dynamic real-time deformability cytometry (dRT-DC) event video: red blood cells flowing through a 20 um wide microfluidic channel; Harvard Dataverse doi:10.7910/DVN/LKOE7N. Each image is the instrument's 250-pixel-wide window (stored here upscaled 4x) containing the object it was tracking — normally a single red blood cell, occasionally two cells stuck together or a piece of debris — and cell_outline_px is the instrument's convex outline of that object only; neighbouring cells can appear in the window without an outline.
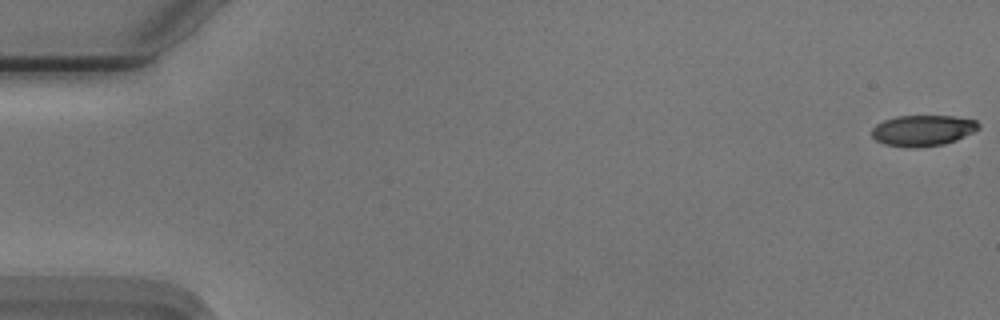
{"species": "Egyptian fruit bat (a non-hibernating species)", "species_latin": "Rousettus aegyptiacus", "temperature_condition": "cold", "stored_images_in_passage": 55, "camera_frame_rate_fps": 3000, "um_per_image_px": 0.085, "animal": {"sex": "male"}, "frame": {"image": 1, "passage_image": 1, "time_ms": 0.0, "image_size_px": [1000, 320], "cell_outline_px": [[980, 128], [956, 140], [944, 144], [916, 148], [908, 148], [884, 144], [876, 140], [872, 136], [872, 128], [876, 124], [884, 120], [896, 116], [952, 116], [976, 120], [980, 124]], "centroid_in_image_um": [78.42, 11.09], "position_along_channel_um": 6.6, "area_um2": 19.31}}
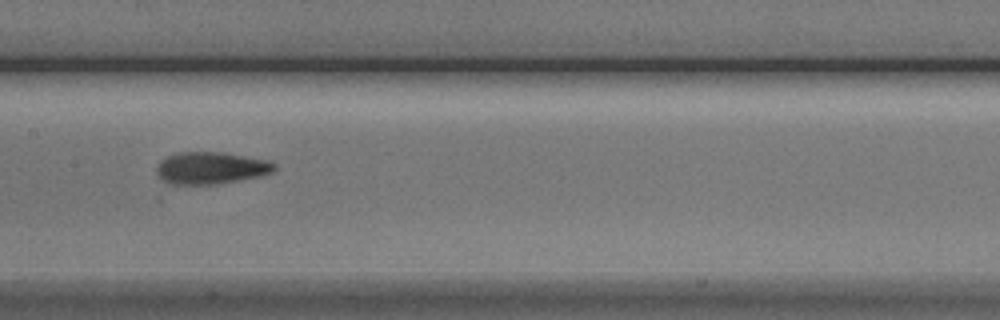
{"frame": {"image": 2, "passage_image": 28, "time_ms": 9.0, "image_size_px": [1000, 320], "cell_outline_px": [[276, 168], [272, 172], [260, 176], [216, 184], [168, 184], [156, 172], [156, 168], [160, 160], [176, 152], [224, 152], [268, 160], [276, 164]], "centroid_in_image_um": [17.93, 14.27], "position_along_channel_um": 189.5, "area_um2": 22.02}}
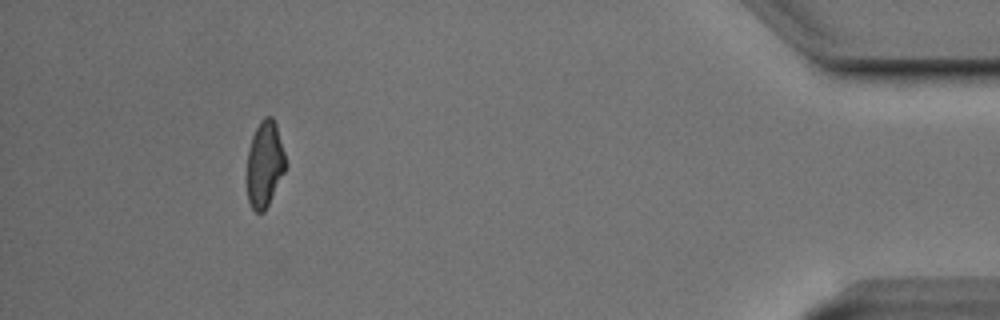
{"frame": {"image": 3, "passage_image": 51, "time_ms": 16.667, "image_size_px": [1000, 320], "cell_outline_px": [[288, 164], [264, 212], [256, 212], [252, 208], [248, 200], [248, 148], [252, 136], [260, 120], [264, 116], [272, 116], [276, 124]], "centroid_in_image_um": [22.51, 13.91], "position_along_channel_um": 412.7, "area_um2": 19.25}, "authors_computed_cell_mechanics": {"area_um2": 20.8658, "velocity_mm_per_s": 3.7305, "shape_relaxation_time_tau1_ms": 3.3327, "shape_relaxation_time_tau2_ms": 1.8048, "deformation_change_tau1": 0.1385, "deformation_change_tau2": 0.0807}}